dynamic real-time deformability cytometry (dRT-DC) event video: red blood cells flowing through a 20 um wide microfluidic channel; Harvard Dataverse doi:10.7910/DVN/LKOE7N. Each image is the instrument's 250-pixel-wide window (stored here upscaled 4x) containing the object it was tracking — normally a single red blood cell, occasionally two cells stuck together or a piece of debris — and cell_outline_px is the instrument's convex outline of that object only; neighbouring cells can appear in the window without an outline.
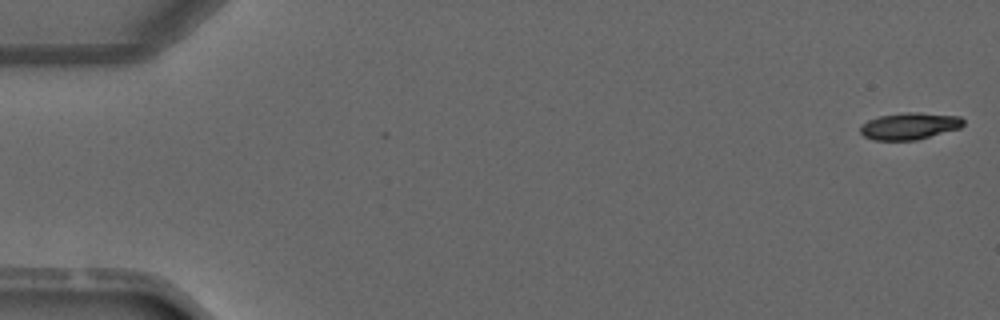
{"species": "common noctule bat (a hibernating species)", "species_latin": "Nyctalus noctula", "temperature_condition": "warm", "stored_images_in_passage": 4, "camera_frame_rate_fps": 3000, "um_per_image_px": 0.085, "animal": {"sex": "male", "forearm_length_mm": 52.5}, "frame": {"image": 1, "passage_image": 1, "time_ms": 0.0, "image_size_px": [1000, 320], "cell_outline_px": [[964, 124], [960, 128], [916, 140], [872, 140], [864, 136], [860, 132], [860, 128], [868, 120], [880, 116], [908, 112], [920, 112], [960, 116], [964, 120]], "centroid_in_image_um": [77.33, 10.71], "position_along_channel_um": 7.7, "area_um2": 16.07}}
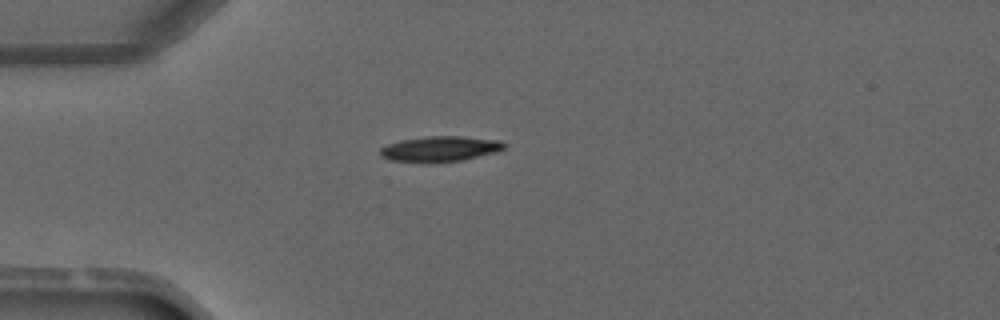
{"frame": {"image": 2, "passage_image": 4, "time_ms": 3.667, "image_size_px": [1000, 320], "cell_outline_px": [[504, 148], [496, 152], [460, 160], [392, 160], [380, 156], [380, 148], [388, 144], [400, 140], [428, 136], [460, 136], [500, 140], [504, 144]], "centroid_in_image_um": [37.42, 12.6], "position_along_channel_um": 47.6, "area_um2": 17.46}}